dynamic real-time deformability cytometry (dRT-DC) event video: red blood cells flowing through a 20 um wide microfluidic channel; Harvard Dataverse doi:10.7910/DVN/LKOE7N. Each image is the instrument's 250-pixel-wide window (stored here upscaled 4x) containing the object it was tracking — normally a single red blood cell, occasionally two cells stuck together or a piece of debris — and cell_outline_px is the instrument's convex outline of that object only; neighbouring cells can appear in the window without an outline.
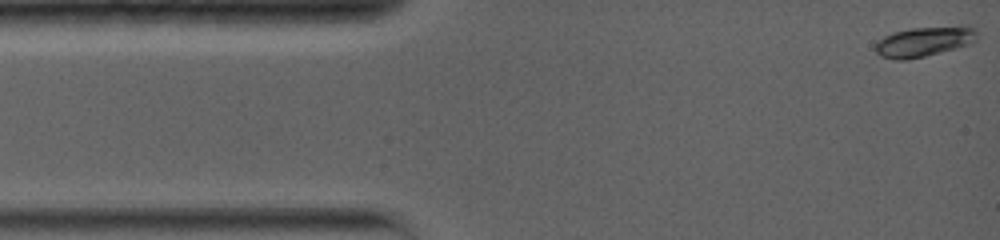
{"species": "common noctule bat (a hibernating species)", "species_latin": "Nyctalus noctula", "temperature_condition": "warm", "stored_images_in_passage": 91, "camera_frame_rate_fps": 5000, "um_per_image_px": 0.085, "animal": {"sex": "female", "body_mass_g": 19.0, "forearm_length_mm": 56.7}, "frame": {"image": 1, "passage_image": 1, "time_ms": 0.0, "image_size_px": [1000, 240], "cell_outline_px": [[976, 40], [972, 44], [908, 60], [896, 60], [880, 56], [876, 52], [876, 40], [892, 32], [912, 28], [960, 24], [964, 24], [976, 28]], "centroid_in_image_um": [78.59, 3.5], "position_along_channel_um": 6.4, "area_um2": 18.26}}
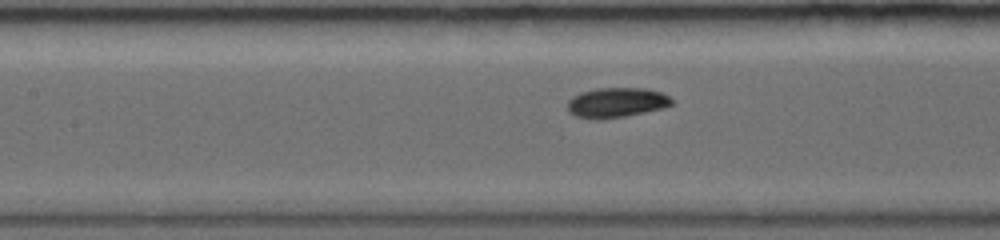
{"frame": {"image": 2, "passage_image": 46, "time_ms": 6.0, "image_size_px": [1000, 240], "cell_outline_px": [[672, 104], [664, 108], [624, 116], [600, 120], [592, 120], [576, 116], [568, 112], [568, 100], [572, 96], [580, 92], [596, 88], [644, 88], [660, 92], [668, 96], [672, 100]], "centroid_in_image_um": [52.35, 8.72], "position_along_channel_um": 155.0, "area_um2": 18.26}}
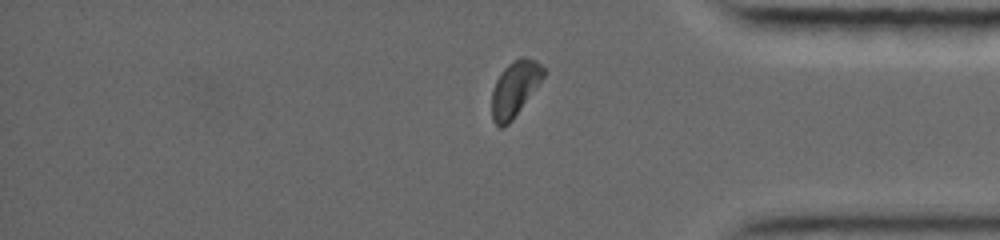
{"frame": {"image": 3, "passage_image": 82, "time_ms": 12.6, "image_size_px": [1000, 240], "cell_outline_px": [[544, 76], [512, 120], [504, 128], [500, 128], [492, 120], [492, 92], [496, 80], [500, 72], [508, 64], [520, 56], [524, 56], [536, 60], [544, 68]], "centroid_in_image_um": [43.74, 7.53], "position_along_channel_um": 391.5, "area_um2": 16.53}, "authors_computed_cell_mechanics": {"area_um2": 17.2244, "velocity_mm_per_s": 3.772, "shape_relaxation_time_tau1_ms": 2.9368, "shape_relaxation_time_tau2_ms": null, "deformation_change_tau1": 0.1487, "deformation_change_tau2": null}}